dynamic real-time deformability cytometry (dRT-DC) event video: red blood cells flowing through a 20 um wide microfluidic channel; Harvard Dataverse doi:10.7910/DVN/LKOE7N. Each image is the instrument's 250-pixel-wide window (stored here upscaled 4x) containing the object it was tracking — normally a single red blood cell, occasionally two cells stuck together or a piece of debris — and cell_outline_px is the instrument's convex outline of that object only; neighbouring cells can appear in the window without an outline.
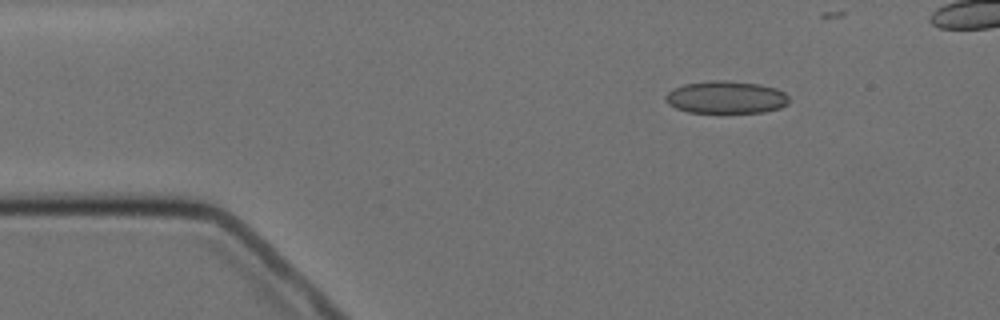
{"species": "Egyptian fruit bat (a non-hibernating species)", "species_latin": "Rousettus aegyptiacus", "temperature_condition": "cold", "stored_images_in_passage": 5, "camera_frame_rate_fps": 3000, "um_per_image_px": 0.085, "animal": {"sex": "female"}, "frame": {"image": 1, "passage_image": 1, "time_ms": 0.0, "image_size_px": [1000, 320], "cell_outline_px": [[788, 104], [780, 108], [764, 112], [688, 112], [676, 108], [668, 104], [664, 100], [664, 96], [668, 92], [684, 84], [708, 80], [728, 80], [760, 84], [776, 88], [784, 92], [788, 96]], "centroid_in_image_um": [61.71, 8.26], "position_along_channel_um": 23.3, "area_um2": 23.47}}